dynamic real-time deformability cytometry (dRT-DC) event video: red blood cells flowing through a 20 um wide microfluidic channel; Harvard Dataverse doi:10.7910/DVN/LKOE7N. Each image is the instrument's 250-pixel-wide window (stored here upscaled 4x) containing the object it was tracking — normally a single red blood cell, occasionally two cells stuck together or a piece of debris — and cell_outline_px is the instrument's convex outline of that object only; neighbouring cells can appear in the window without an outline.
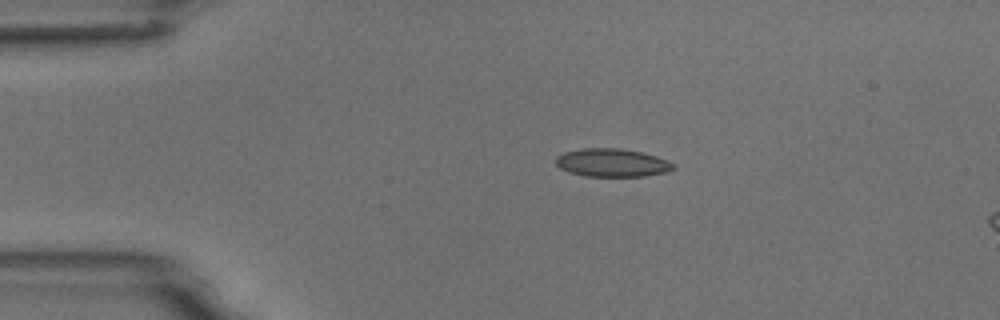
{"species": "common noctule bat (a hibernating species)", "species_latin": "Nyctalus noctula", "temperature_condition": "room temperature", "stored_images_in_passage": 4, "camera_frame_rate_fps": 3000, "um_per_image_px": 0.085, "animal": {"sex": "male", "body_mass_g": 18.8}, "frame": {"image": 1, "passage_image": 1, "time_ms": 0.0, "image_size_px": [1000, 320], "cell_outline_px": [[676, 168], [664, 172], [644, 176], [584, 176], [568, 172], [560, 168], [556, 164], [556, 156], [564, 152], [580, 148], [620, 148], [644, 152], [656, 156], [676, 164]], "centroid_in_image_um": [52.02, 13.82], "position_along_channel_um": 33.0, "area_um2": 19.42}}